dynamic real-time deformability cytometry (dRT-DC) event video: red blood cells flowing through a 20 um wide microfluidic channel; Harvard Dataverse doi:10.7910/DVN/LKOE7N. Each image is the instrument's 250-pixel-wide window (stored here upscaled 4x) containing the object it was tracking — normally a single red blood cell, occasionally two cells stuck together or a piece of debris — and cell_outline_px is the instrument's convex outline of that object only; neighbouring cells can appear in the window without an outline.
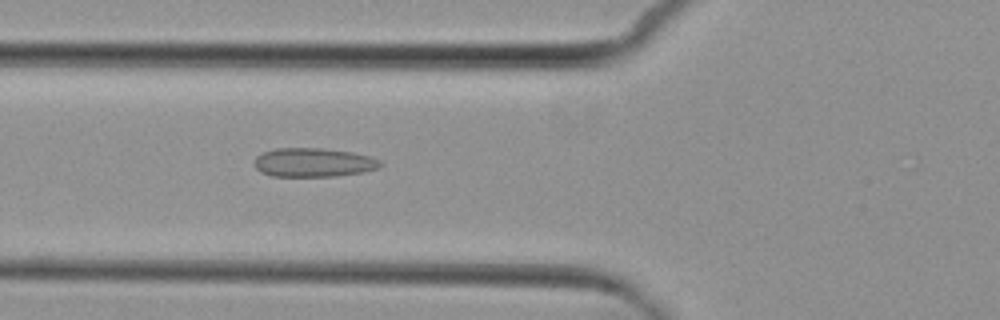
{"species": "common noctule bat (a hibernating species)", "species_latin": "Nyctalus noctula", "temperature_condition": "cold", "stored_images_in_passage": 3, "camera_frame_rate_fps": 3000, "um_per_image_px": 0.085, "animal": {"sex": "female", "body_mass_g": 29.2, "forearm_length_mm": 56.3}, "frame": {"image": 1, "passage_image": 3, "time_ms": 2.333, "image_size_px": [1000, 320], "cell_outline_px": [[384, 164], [380, 168], [364, 172], [336, 176], [272, 176], [260, 172], [252, 164], [256, 156], [264, 152], [276, 148], [320, 148], [352, 152], [368, 156], [380, 160]], "centroid_in_image_um": [26.64, 13.81], "position_along_channel_um": 99.2, "area_um2": 21.39}}